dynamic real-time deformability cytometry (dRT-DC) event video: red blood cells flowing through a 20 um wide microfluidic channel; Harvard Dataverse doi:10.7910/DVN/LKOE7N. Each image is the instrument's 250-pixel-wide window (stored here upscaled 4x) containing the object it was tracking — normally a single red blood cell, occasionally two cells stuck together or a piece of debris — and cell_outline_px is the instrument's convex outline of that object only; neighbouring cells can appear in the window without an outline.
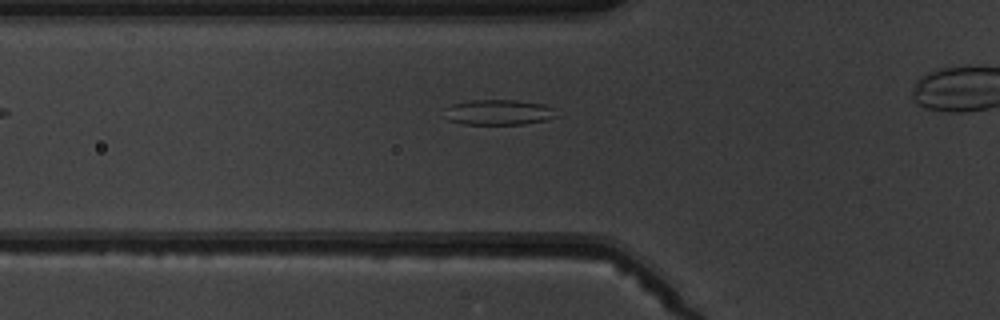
{"species": "common noctule bat (a hibernating species)", "species_latin": "Nyctalus noctula", "temperature_condition": "warm", "stored_images_in_passage": 5, "segment_of_instrument_passage": [1, 2], "camera_frame_rate_fps": 3000, "um_per_image_px": 0.085, "animal": {"sex": "male", "body_mass_g": 19.5, "forearm_length_mm": 54.6}, "frame": {"image": 1, "passage_image": 4, "time_ms": 3.667, "image_size_px": [1000, 320], "cell_outline_px": [[560, 116], [548, 120], [524, 124], [464, 124], [448, 120], [444, 108], [448, 104], [472, 100], [516, 100], [544, 104], [552, 108]], "centroid_in_image_um": [42.39, 9.54], "position_along_channel_um": 83.4, "area_um2": 16.76}}